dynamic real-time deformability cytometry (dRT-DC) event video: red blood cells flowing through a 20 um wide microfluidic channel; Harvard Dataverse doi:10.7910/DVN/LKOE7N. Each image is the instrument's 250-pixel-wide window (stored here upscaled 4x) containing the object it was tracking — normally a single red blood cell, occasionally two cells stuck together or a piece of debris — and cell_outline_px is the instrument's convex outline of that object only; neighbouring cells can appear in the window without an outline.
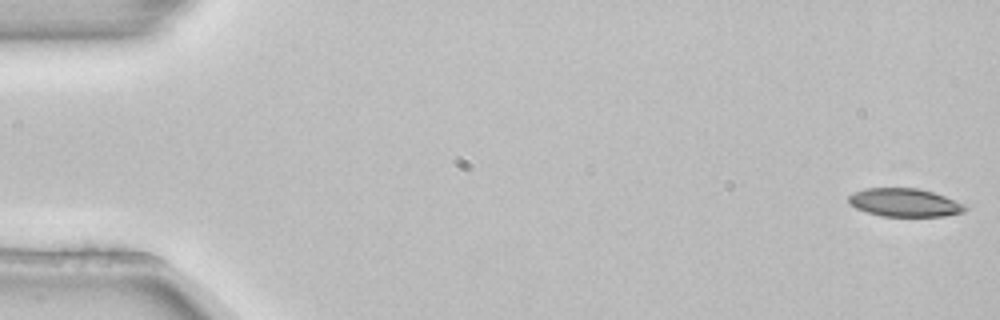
{"species": "common noctule bat (a hibernating species)", "species_latin": "Nyctalus noctula", "temperature_condition": "room temperature", "stored_images_in_passage": 4, "camera_frame_rate_fps": 3000, "um_per_image_px": 0.085, "animal": {"sex": "female", "body_mass_g": 22.7, "forearm_length_mm": 54.2}, "frame": {"image": 1, "passage_image": 1, "time_ms": 0.0, "image_size_px": [1000, 320], "cell_outline_px": [[968, 208], [964, 212], [944, 216], [880, 216], [856, 208], [848, 204], [848, 196], [852, 192], [864, 188], [916, 188], [932, 192], [944, 196], [964, 204]], "centroid_in_image_um": [76.85, 17.22], "position_along_channel_um": 8.1, "area_um2": 19.19}}
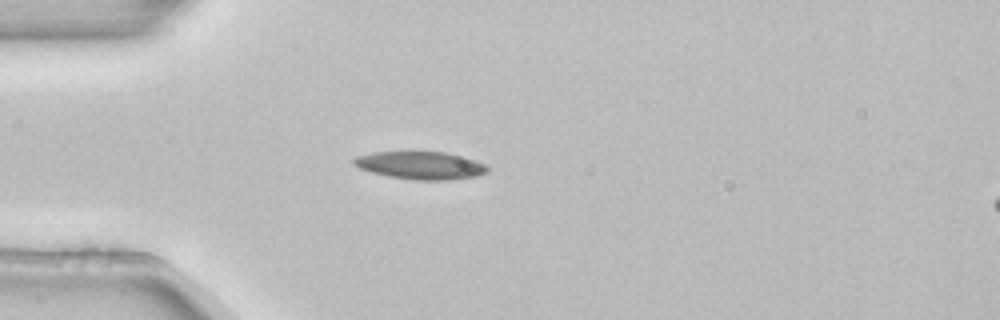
{"frame": {"image": 2, "passage_image": 4, "time_ms": 1.0, "image_size_px": [1000, 320], "cell_outline_px": [[488, 172], [476, 176], [452, 180], [416, 180], [388, 176], [372, 172], [360, 168], [352, 160], [356, 156], [376, 152], [408, 148], [444, 152], [464, 156], [476, 160], [484, 164], [488, 168]], "centroid_in_image_um": [35.75, 14.0], "position_along_channel_um": 49.2, "area_um2": 22.48}}